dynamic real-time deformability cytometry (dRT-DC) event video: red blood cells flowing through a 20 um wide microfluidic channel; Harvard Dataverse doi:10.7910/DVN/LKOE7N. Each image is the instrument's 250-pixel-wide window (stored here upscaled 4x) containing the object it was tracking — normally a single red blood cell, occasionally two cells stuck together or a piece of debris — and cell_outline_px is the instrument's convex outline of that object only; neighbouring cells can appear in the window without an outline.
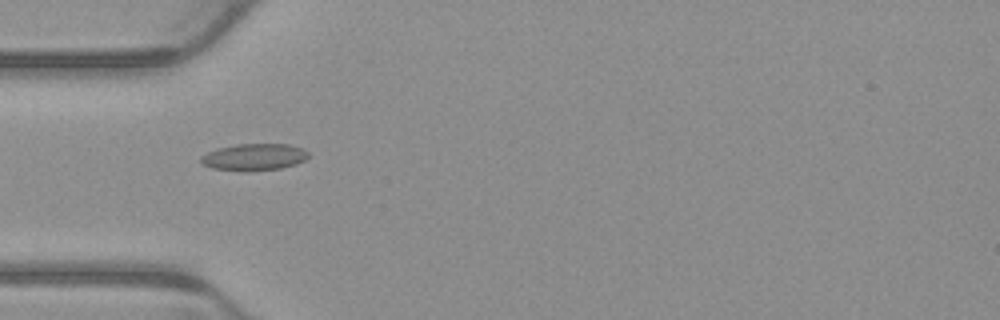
{"species": "common noctule bat (a hibernating species)", "species_latin": "Nyctalus noctula", "temperature_condition": "warm", "stored_images_in_passage": 4, "camera_frame_rate_fps": 3000, "um_per_image_px": 0.085, "animal": {"sex": "male", "body_mass_g": 23.1, "forearm_length_mm": 52.7}, "frame": {"image": 1, "passage_image": 3, "time_ms": 0.667, "image_size_px": [1000, 320], "cell_outline_px": [[308, 156], [304, 160], [296, 164], [280, 168], [212, 168], [204, 164], [200, 160], [200, 156], [216, 148], [236, 144], [288, 144], [304, 148], [308, 152]], "centroid_in_image_um": [21.63, 13.28], "position_along_channel_um": 63.4, "area_um2": 15.95}}
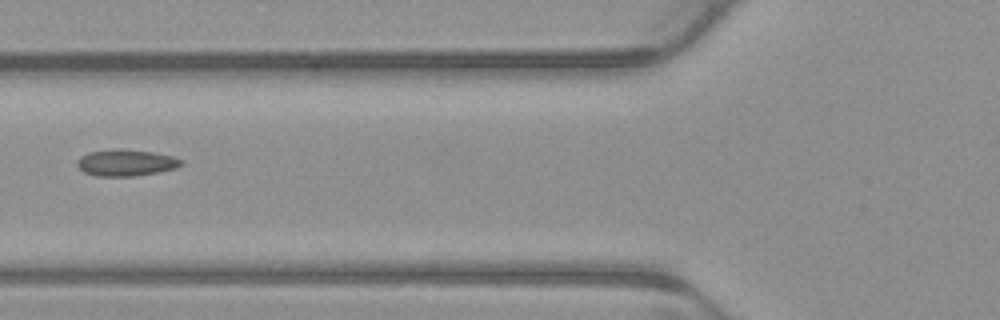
{"frame": {"image": 2, "passage_image": 4, "time_ms": 1.0, "image_size_px": [1000, 320], "cell_outline_px": [[184, 164], [176, 168], [136, 176], [96, 176], [84, 172], [76, 164], [76, 160], [80, 156], [88, 152], [116, 148], [120, 148], [152, 152], [172, 156], [184, 160]], "centroid_in_image_um": [10.7, 13.82], "position_along_channel_um": 115.1, "area_um2": 16.24}}